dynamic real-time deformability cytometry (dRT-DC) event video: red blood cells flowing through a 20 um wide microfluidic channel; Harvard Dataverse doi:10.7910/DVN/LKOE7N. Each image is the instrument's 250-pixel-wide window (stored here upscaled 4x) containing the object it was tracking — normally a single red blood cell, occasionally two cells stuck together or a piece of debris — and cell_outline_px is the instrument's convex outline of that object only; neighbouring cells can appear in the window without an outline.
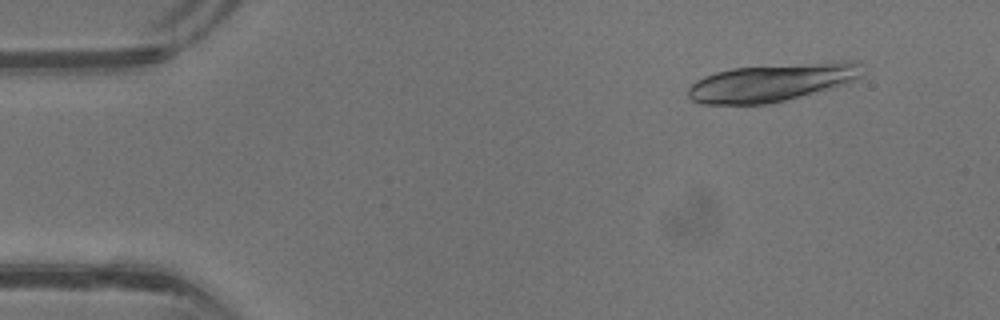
{"species": "common noctule bat (a hibernating species)", "species_latin": "Nyctalus noctula", "temperature_condition": "warm", "stored_images_in_passage": 14, "camera_frame_rate_fps": 3000, "um_per_image_px": 0.085, "animal": {"sex": "male", "body_mass_g": 13.3}, "frame": {"image": 1, "passage_image": 6, "time_ms": 1.667, "image_size_px": [1000, 320], "cell_outline_px": [[824, 84], [788, 96], [772, 100], [708, 100], [728, 72], [748, 68], [824, 68]], "centroid_in_image_um": [65.2, 7.09], "position_along_channel_um": 19.8, "area_um2": 21.1}}
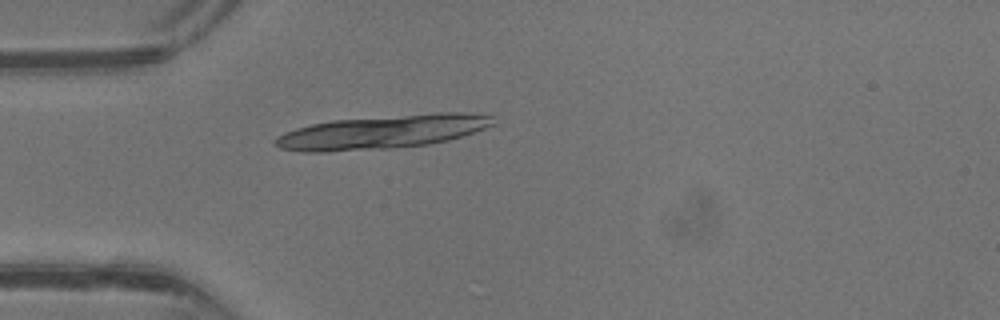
{"frame": {"image": 2, "passage_image": 13, "time_ms": 4.0, "image_size_px": [1000, 320], "cell_outline_px": [[408, 120], [372, 144], [340, 148], [312, 148], [308, 128], [320, 124], [368, 120]], "centroid_in_image_um": [29.82, 11.32], "position_along_channel_um": 55.2, "area_um2": 14.1}}